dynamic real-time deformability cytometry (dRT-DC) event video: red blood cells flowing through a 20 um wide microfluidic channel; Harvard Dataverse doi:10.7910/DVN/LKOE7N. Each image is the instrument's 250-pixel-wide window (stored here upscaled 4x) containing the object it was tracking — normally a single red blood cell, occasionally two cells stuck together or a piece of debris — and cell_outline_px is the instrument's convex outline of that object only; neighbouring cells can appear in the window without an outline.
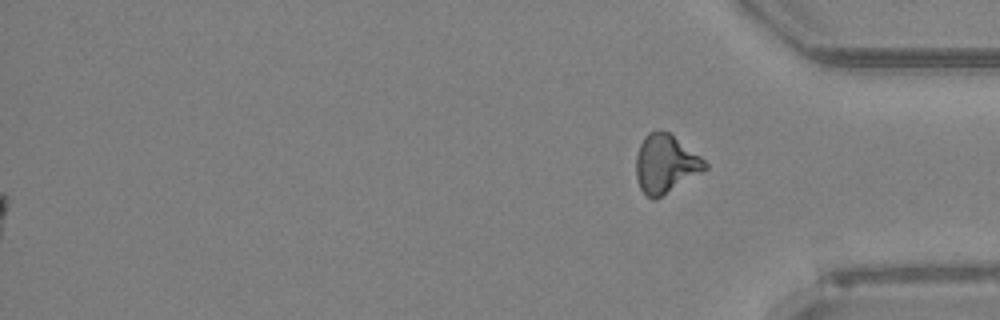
{"species": "Egyptian fruit bat (a non-hibernating species)", "species_latin": "Rousettus aegyptiacus", "temperature_condition": "room temperature", "stored_images_in_passage": 50, "segment_of_instrument_passage": [2, 2], "camera_frame_rate_fps": 3000, "um_per_image_px": 0.085, "animal": {"sex": "female"}, "frame": {"image": 1, "passage_image": 50, "time_ms": 16.333, "image_size_px": [1000, 320], "cell_outline_px": [[708, 168], [656, 200], [652, 200], [640, 188], [636, 176], [636, 156], [640, 144], [648, 132], [660, 128], [668, 132], [700, 156], [708, 164]], "centroid_in_image_um": [56.55, 13.92], "position_along_channel_um": 378.6, "area_um2": 23.35}}